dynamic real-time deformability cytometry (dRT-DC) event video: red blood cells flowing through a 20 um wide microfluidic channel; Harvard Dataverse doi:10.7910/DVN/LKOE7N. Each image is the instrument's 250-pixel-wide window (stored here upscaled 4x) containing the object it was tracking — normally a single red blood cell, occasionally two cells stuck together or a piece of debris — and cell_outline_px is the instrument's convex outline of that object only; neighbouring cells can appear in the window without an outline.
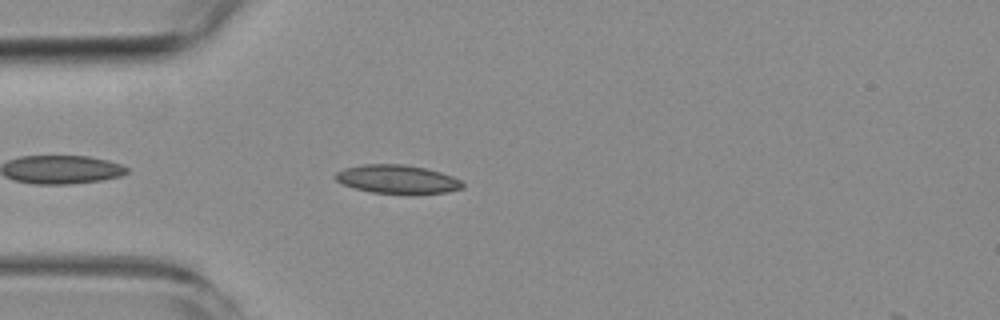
{"species": "common noctule bat (a hibernating species)", "species_latin": "Nyctalus noctula", "temperature_condition": "room temperature", "stored_images_in_passage": 2, "camera_frame_rate_fps": 3000, "um_per_image_px": 0.085, "animal": {"sex": "female", "body_mass_g": 19.3, "forearm_length_mm": 54.1}, "frame": {"image": 1, "passage_image": 2, "time_ms": 1.0, "image_size_px": [1000, 320], "cell_outline_px": [[464, 188], [448, 192], [372, 192], [356, 188], [344, 184], [336, 180], [332, 176], [336, 172], [344, 168], [364, 164], [404, 164], [424, 168], [440, 172], [452, 176], [460, 180], [464, 184]], "centroid_in_image_um": [33.75, 15.2], "position_along_channel_um": 51.3, "area_um2": 20.63}}